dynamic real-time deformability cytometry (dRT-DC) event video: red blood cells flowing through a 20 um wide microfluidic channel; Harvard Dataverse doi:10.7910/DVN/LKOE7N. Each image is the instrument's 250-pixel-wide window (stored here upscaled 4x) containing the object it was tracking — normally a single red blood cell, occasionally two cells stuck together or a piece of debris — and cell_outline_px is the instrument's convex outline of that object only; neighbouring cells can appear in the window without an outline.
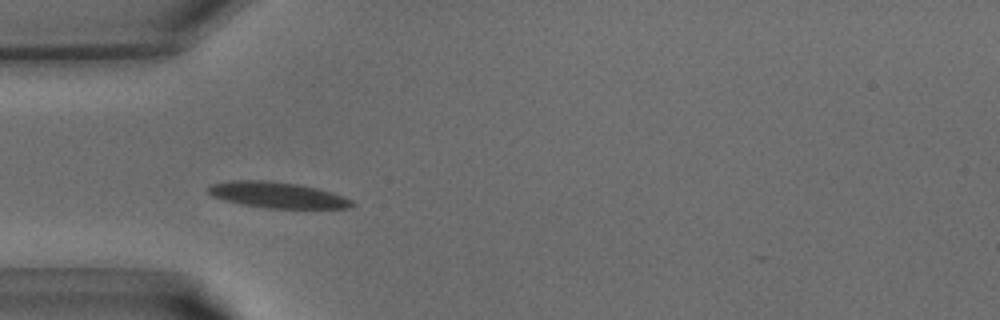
{"species": "common noctule bat (a hibernating species)", "species_latin": "Nyctalus noctula", "temperature_condition": "warm", "stored_images_in_passage": 37, "camera_frame_rate_fps": 3000, "um_per_image_px": 0.085, "animal": {"sex": "male", "body_mass_g": 15.6}, "frame": {"image": 1, "passage_image": 9, "time_ms": 2.667, "image_size_px": [1000, 320], "cell_outline_px": [[356, 204], [348, 208], [268, 208], [244, 204], [224, 200], [212, 196], [208, 192], [208, 184], [228, 180], [272, 180], [300, 184], [316, 188], [352, 200]], "centroid_in_image_um": [23.51, 16.55], "position_along_channel_um": 61.5, "area_um2": 21.68}}
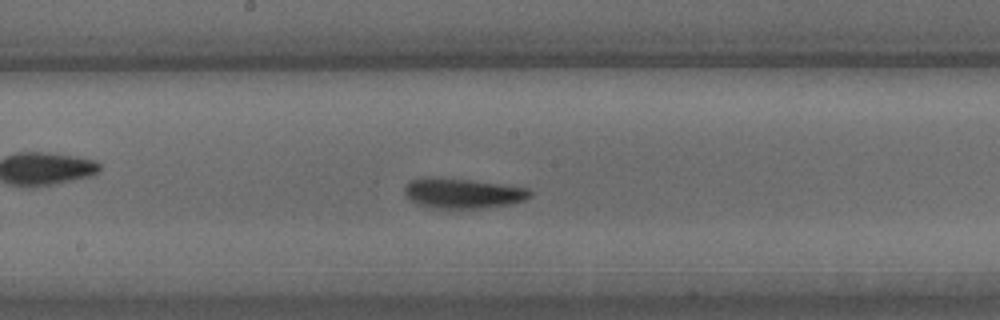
{"frame": {"image": 2, "passage_image": 18, "time_ms": 5.667, "image_size_px": [1000, 320], "cell_outline_px": [[532, 196], [524, 200], [508, 204], [484, 208], [432, 208], [420, 204], [412, 200], [404, 192], [404, 188], [408, 180], [468, 180], [500, 184], [528, 188], [532, 192]], "centroid_in_image_um": [39.41, 16.47], "position_along_channel_um": 208.8, "area_um2": 20.98}}
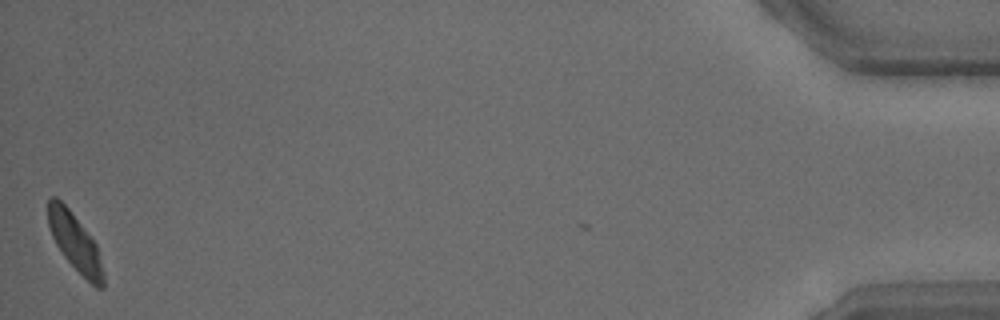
{"frame": {"image": 3, "passage_image": 37, "time_ms": 12.0, "image_size_px": [1000, 320], "cell_outline_px": [[104, 288], [96, 288], [64, 256], [56, 244], [52, 236], [48, 224], [48, 200], [52, 196], [56, 196], [68, 208], [96, 244], [104, 272]], "centroid_in_image_um": [6.38, 20.59], "position_along_channel_um": 428.8, "area_um2": 18.03}}